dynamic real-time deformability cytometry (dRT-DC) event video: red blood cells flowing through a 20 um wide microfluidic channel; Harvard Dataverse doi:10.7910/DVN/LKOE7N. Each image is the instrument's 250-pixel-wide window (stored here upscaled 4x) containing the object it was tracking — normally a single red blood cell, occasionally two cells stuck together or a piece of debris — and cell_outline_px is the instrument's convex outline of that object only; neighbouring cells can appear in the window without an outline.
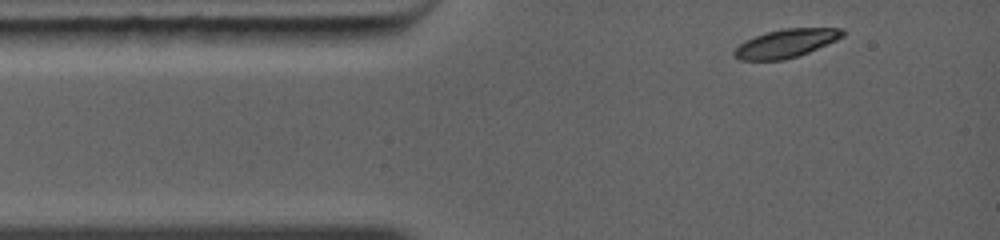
{"species": "common noctule bat (a hibernating species)", "species_latin": "Nyctalus noctula", "temperature_condition": "warm", "stored_images_in_passage": 3, "camera_frame_rate_fps": 5000, "um_per_image_px": 0.085, "animal": {"sex": "female", "body_mass_g": 19.0, "forearm_length_mm": 56.7}, "frame": {"image": 1, "passage_image": 1, "time_ms": 0.0, "image_size_px": [1000, 240], "cell_outline_px": [[844, 36], [836, 40], [800, 56], [784, 60], [740, 60], [732, 56], [732, 52], [740, 44], [756, 36], [768, 32], [784, 28], [844, 28]], "centroid_in_image_um": [66.82, 3.7], "position_along_channel_um": 18.2, "area_um2": 17.86}}
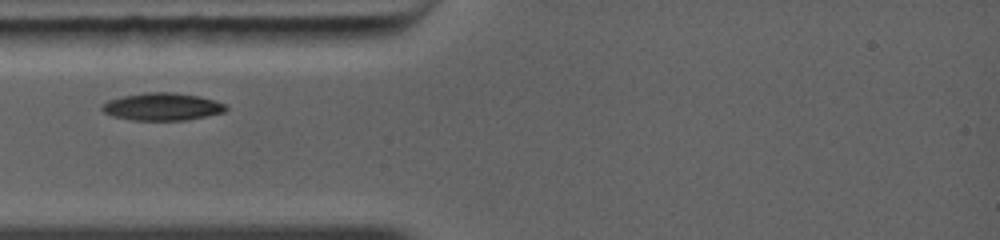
{"frame": {"image": 2, "passage_image": 3, "time_ms": 2.0, "image_size_px": [1000, 240], "cell_outline_px": [[228, 108], [224, 112], [188, 120], [132, 120], [112, 116], [104, 112], [100, 108], [108, 100], [124, 96], [148, 92], [176, 92], [200, 96], [224, 104]], "centroid_in_image_um": [13.79, 9.07], "position_along_channel_um": 71.2, "area_um2": 19.77}}